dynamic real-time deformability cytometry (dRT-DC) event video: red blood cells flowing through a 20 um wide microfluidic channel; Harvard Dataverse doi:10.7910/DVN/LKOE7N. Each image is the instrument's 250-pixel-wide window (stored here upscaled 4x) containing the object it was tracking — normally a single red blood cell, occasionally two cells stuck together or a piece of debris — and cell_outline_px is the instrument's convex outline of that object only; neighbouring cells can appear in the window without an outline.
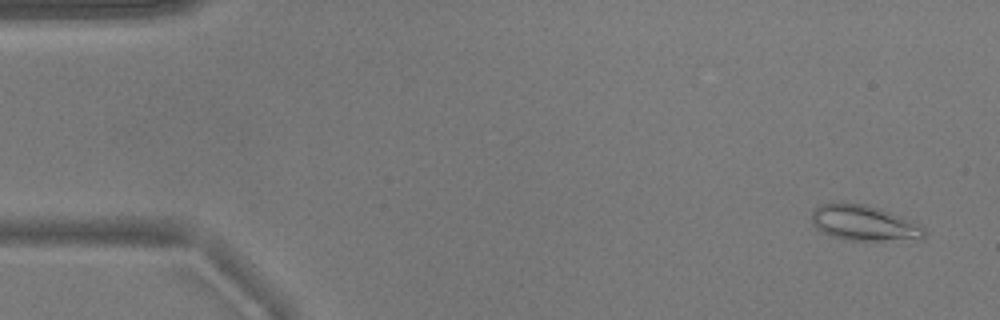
{"species": "common noctule bat (a hibernating species)", "species_latin": "Nyctalus noctula", "temperature_condition": "warm", "stored_images_in_passage": 53, "camera_frame_rate_fps": 3000, "um_per_image_px": 0.085, "animal": {"sex": "male", "body_mass_g": 17.9}, "frame": {"image": 1, "passage_image": 3, "time_ms": 0.667, "image_size_px": [1000, 320], "cell_outline_px": [[928, 232], [924, 240], [844, 240], [832, 236], [816, 228], [812, 224], [812, 212], [820, 204], [864, 204], [900, 216], [920, 224]], "centroid_in_image_um": [73.51, 19.0], "position_along_channel_um": 11.5, "area_um2": 23.06}}
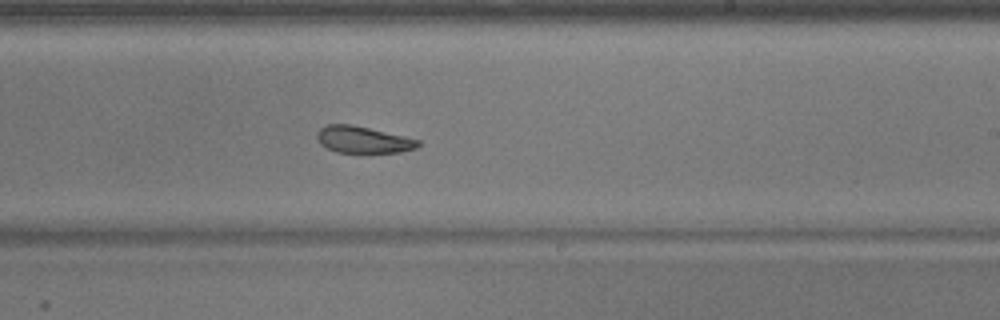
{"frame": {"image": 2, "passage_image": 32, "time_ms": 10.333, "image_size_px": [1000, 320], "cell_outline_px": [[420, 144], [416, 148], [400, 152], [368, 156], [364, 156], [336, 152], [320, 144], [316, 140], [316, 132], [320, 128], [328, 124], [352, 124], [404, 136], [420, 140]], "centroid_in_image_um": [30.85, 11.93], "position_along_channel_um": 258.2, "area_um2": 16.7}}
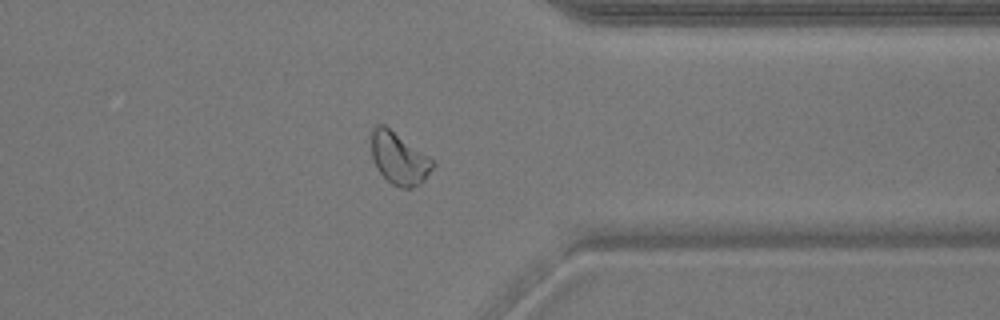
{"frame": {"image": 3, "passage_image": 42, "time_ms": 13.667, "image_size_px": [1000, 320], "cell_outline_px": [[436, 164], [424, 180], [420, 184], [412, 188], [400, 188], [392, 184], [376, 168], [372, 156], [372, 128], [376, 124], [384, 124], [428, 156]], "centroid_in_image_um": [33.91, 13.47], "position_along_channel_um": 377.5, "area_um2": 18.44}, "authors_computed_cell_mechanics": {"area_um2": 18.8428, "velocity_mm_per_s": 3.7963, "shape_relaxation_time_tau1_ms": 3.3453, "shape_relaxation_time_tau2_ms": 2.6238, "deformation_change_tau1": 0.108, "deformation_change_tau2": 0.076}}